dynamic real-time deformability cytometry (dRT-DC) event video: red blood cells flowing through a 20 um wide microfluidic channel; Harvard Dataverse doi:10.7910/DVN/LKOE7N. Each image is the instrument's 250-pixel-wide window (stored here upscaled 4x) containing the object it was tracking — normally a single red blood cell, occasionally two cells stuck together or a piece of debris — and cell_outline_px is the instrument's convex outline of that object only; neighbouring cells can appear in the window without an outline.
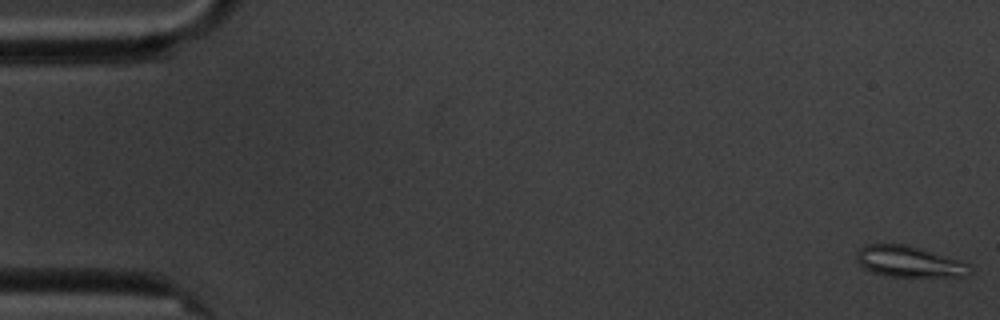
{"species": "common noctule bat (a hibernating species)", "species_latin": "Nyctalus noctula", "temperature_condition": "cold", "stored_images_in_passage": 4, "camera_frame_rate_fps": 3000, "um_per_image_px": 0.085, "animal": {"sex": "male", "body_mass_g": 20.1, "forearm_length_mm": 53.5}, "frame": {"image": 1, "passage_image": 1, "time_ms": 0.0, "image_size_px": [1000, 320], "cell_outline_px": [[972, 264], [968, 276], [888, 276], [872, 272], [864, 268], [856, 260], [856, 252], [860, 248], [868, 244], [904, 244], [920, 248], [964, 260]], "centroid_in_image_um": [77.31, 22.23], "position_along_channel_um": 7.7, "area_um2": 20.63}}